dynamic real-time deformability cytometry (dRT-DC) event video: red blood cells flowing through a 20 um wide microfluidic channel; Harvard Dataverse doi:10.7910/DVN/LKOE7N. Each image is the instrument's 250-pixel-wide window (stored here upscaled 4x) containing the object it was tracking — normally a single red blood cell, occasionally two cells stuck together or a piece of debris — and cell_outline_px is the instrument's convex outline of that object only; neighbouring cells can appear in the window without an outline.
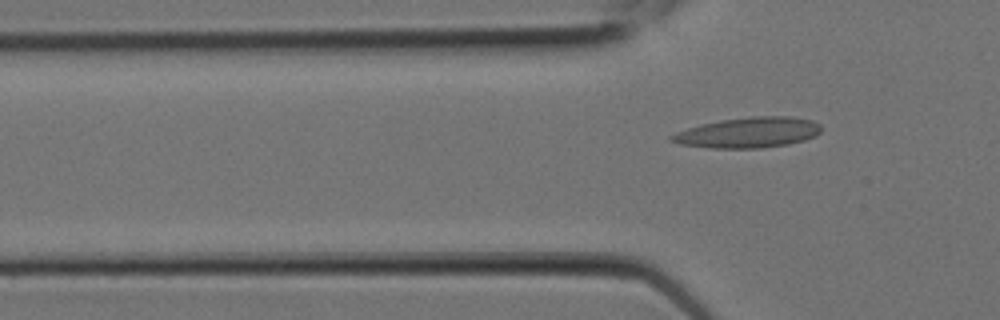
{"species": "Egyptian fruit bat (a non-hibernating species)", "species_latin": "Rousettus aegyptiacus", "temperature_condition": "room temperature", "stored_images_in_passage": 5, "segment_of_instrument_passage": [2, 2], "camera_frame_rate_fps": 3000, "um_per_image_px": 0.085, "animal": {"sex": "female"}, "frame": {"image": 1, "passage_image": 5, "time_ms": 1.333, "image_size_px": [1000, 320], "cell_outline_px": [[820, 132], [816, 136], [804, 140], [788, 144], [760, 148], [712, 148], [680, 144], [668, 140], [668, 136], [676, 132], [688, 128], [720, 120], [752, 116], [792, 116], [812, 120], [820, 124]], "centroid_in_image_um": [63.61, 11.26], "position_along_channel_um": 62.2, "area_um2": 26.59}}